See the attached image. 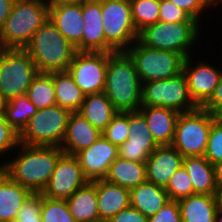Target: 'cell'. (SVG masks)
Segmentation results:
<instances>
[{
	"instance_id": "obj_12",
	"label": "cell",
	"mask_w": 222,
	"mask_h": 222,
	"mask_svg": "<svg viewBox=\"0 0 222 222\" xmlns=\"http://www.w3.org/2000/svg\"><path fill=\"white\" fill-rule=\"evenodd\" d=\"M107 66L108 52L77 51L67 72L86 96L104 91Z\"/></svg>"
},
{
	"instance_id": "obj_10",
	"label": "cell",
	"mask_w": 222,
	"mask_h": 222,
	"mask_svg": "<svg viewBox=\"0 0 222 222\" xmlns=\"http://www.w3.org/2000/svg\"><path fill=\"white\" fill-rule=\"evenodd\" d=\"M213 120V114L202 107L180 113L171 146L184 158L204 156Z\"/></svg>"
},
{
	"instance_id": "obj_13",
	"label": "cell",
	"mask_w": 222,
	"mask_h": 222,
	"mask_svg": "<svg viewBox=\"0 0 222 222\" xmlns=\"http://www.w3.org/2000/svg\"><path fill=\"white\" fill-rule=\"evenodd\" d=\"M195 55L185 58L183 63V73L188 82V91L190 97L198 107H202L213 95L218 85L219 77L222 72V66H214L209 63L208 57L204 59ZM196 60V61H194ZM199 62V63H198Z\"/></svg>"
},
{
	"instance_id": "obj_24",
	"label": "cell",
	"mask_w": 222,
	"mask_h": 222,
	"mask_svg": "<svg viewBox=\"0 0 222 222\" xmlns=\"http://www.w3.org/2000/svg\"><path fill=\"white\" fill-rule=\"evenodd\" d=\"M182 222H215L216 195L192 194L178 201Z\"/></svg>"
},
{
	"instance_id": "obj_31",
	"label": "cell",
	"mask_w": 222,
	"mask_h": 222,
	"mask_svg": "<svg viewBox=\"0 0 222 222\" xmlns=\"http://www.w3.org/2000/svg\"><path fill=\"white\" fill-rule=\"evenodd\" d=\"M37 110L28 97L23 95L6 101L3 113L9 125L20 134Z\"/></svg>"
},
{
	"instance_id": "obj_39",
	"label": "cell",
	"mask_w": 222,
	"mask_h": 222,
	"mask_svg": "<svg viewBox=\"0 0 222 222\" xmlns=\"http://www.w3.org/2000/svg\"><path fill=\"white\" fill-rule=\"evenodd\" d=\"M41 205V193H32L19 209L14 222H42Z\"/></svg>"
},
{
	"instance_id": "obj_20",
	"label": "cell",
	"mask_w": 222,
	"mask_h": 222,
	"mask_svg": "<svg viewBox=\"0 0 222 222\" xmlns=\"http://www.w3.org/2000/svg\"><path fill=\"white\" fill-rule=\"evenodd\" d=\"M101 132L96 129L80 113H71L65 136L60 148L65 154L76 155L81 150L90 147L99 137Z\"/></svg>"
},
{
	"instance_id": "obj_33",
	"label": "cell",
	"mask_w": 222,
	"mask_h": 222,
	"mask_svg": "<svg viewBox=\"0 0 222 222\" xmlns=\"http://www.w3.org/2000/svg\"><path fill=\"white\" fill-rule=\"evenodd\" d=\"M134 26L142 29L159 21L160 0H129Z\"/></svg>"
},
{
	"instance_id": "obj_22",
	"label": "cell",
	"mask_w": 222,
	"mask_h": 222,
	"mask_svg": "<svg viewBox=\"0 0 222 222\" xmlns=\"http://www.w3.org/2000/svg\"><path fill=\"white\" fill-rule=\"evenodd\" d=\"M96 190L99 220H110L121 210L131 206L129 189L103 179L96 180Z\"/></svg>"
},
{
	"instance_id": "obj_5",
	"label": "cell",
	"mask_w": 222,
	"mask_h": 222,
	"mask_svg": "<svg viewBox=\"0 0 222 222\" xmlns=\"http://www.w3.org/2000/svg\"><path fill=\"white\" fill-rule=\"evenodd\" d=\"M202 30V26L198 22L172 23L158 21L142 29L138 33V41L146 47L175 51L187 58L194 53L198 55L195 47H199L201 51L198 39L201 37L205 39L204 36H201Z\"/></svg>"
},
{
	"instance_id": "obj_11",
	"label": "cell",
	"mask_w": 222,
	"mask_h": 222,
	"mask_svg": "<svg viewBox=\"0 0 222 222\" xmlns=\"http://www.w3.org/2000/svg\"><path fill=\"white\" fill-rule=\"evenodd\" d=\"M141 106L165 107L179 113L198 108L190 97L183 72L173 78L142 83Z\"/></svg>"
},
{
	"instance_id": "obj_36",
	"label": "cell",
	"mask_w": 222,
	"mask_h": 222,
	"mask_svg": "<svg viewBox=\"0 0 222 222\" xmlns=\"http://www.w3.org/2000/svg\"><path fill=\"white\" fill-rule=\"evenodd\" d=\"M128 112H117L101 135L113 145L121 146L129 136Z\"/></svg>"
},
{
	"instance_id": "obj_50",
	"label": "cell",
	"mask_w": 222,
	"mask_h": 222,
	"mask_svg": "<svg viewBox=\"0 0 222 222\" xmlns=\"http://www.w3.org/2000/svg\"><path fill=\"white\" fill-rule=\"evenodd\" d=\"M215 222H222V208H220V207H217Z\"/></svg>"
},
{
	"instance_id": "obj_14",
	"label": "cell",
	"mask_w": 222,
	"mask_h": 222,
	"mask_svg": "<svg viewBox=\"0 0 222 222\" xmlns=\"http://www.w3.org/2000/svg\"><path fill=\"white\" fill-rule=\"evenodd\" d=\"M88 182L77 157L64 153L59 158L55 170L41 195L49 199L66 200Z\"/></svg>"
},
{
	"instance_id": "obj_21",
	"label": "cell",
	"mask_w": 222,
	"mask_h": 222,
	"mask_svg": "<svg viewBox=\"0 0 222 222\" xmlns=\"http://www.w3.org/2000/svg\"><path fill=\"white\" fill-rule=\"evenodd\" d=\"M82 51L105 52L101 0H82Z\"/></svg>"
},
{
	"instance_id": "obj_28",
	"label": "cell",
	"mask_w": 222,
	"mask_h": 222,
	"mask_svg": "<svg viewBox=\"0 0 222 222\" xmlns=\"http://www.w3.org/2000/svg\"><path fill=\"white\" fill-rule=\"evenodd\" d=\"M105 180L130 190L147 181L145 163L124 160L118 156L110 165Z\"/></svg>"
},
{
	"instance_id": "obj_30",
	"label": "cell",
	"mask_w": 222,
	"mask_h": 222,
	"mask_svg": "<svg viewBox=\"0 0 222 222\" xmlns=\"http://www.w3.org/2000/svg\"><path fill=\"white\" fill-rule=\"evenodd\" d=\"M56 104L71 113L78 112L85 95L67 72H53Z\"/></svg>"
},
{
	"instance_id": "obj_34",
	"label": "cell",
	"mask_w": 222,
	"mask_h": 222,
	"mask_svg": "<svg viewBox=\"0 0 222 222\" xmlns=\"http://www.w3.org/2000/svg\"><path fill=\"white\" fill-rule=\"evenodd\" d=\"M42 222H76L70 214L66 200L49 199L42 196Z\"/></svg>"
},
{
	"instance_id": "obj_4",
	"label": "cell",
	"mask_w": 222,
	"mask_h": 222,
	"mask_svg": "<svg viewBox=\"0 0 222 222\" xmlns=\"http://www.w3.org/2000/svg\"><path fill=\"white\" fill-rule=\"evenodd\" d=\"M48 18L49 6L44 0H14L10 15L0 29V48L25 49Z\"/></svg>"
},
{
	"instance_id": "obj_7",
	"label": "cell",
	"mask_w": 222,
	"mask_h": 222,
	"mask_svg": "<svg viewBox=\"0 0 222 222\" xmlns=\"http://www.w3.org/2000/svg\"><path fill=\"white\" fill-rule=\"evenodd\" d=\"M105 52L126 51L136 40L129 0H101Z\"/></svg>"
},
{
	"instance_id": "obj_16",
	"label": "cell",
	"mask_w": 222,
	"mask_h": 222,
	"mask_svg": "<svg viewBox=\"0 0 222 222\" xmlns=\"http://www.w3.org/2000/svg\"><path fill=\"white\" fill-rule=\"evenodd\" d=\"M89 182L106 178L110 165L119 156L118 147L102 135L88 148L75 155Z\"/></svg>"
},
{
	"instance_id": "obj_17",
	"label": "cell",
	"mask_w": 222,
	"mask_h": 222,
	"mask_svg": "<svg viewBox=\"0 0 222 222\" xmlns=\"http://www.w3.org/2000/svg\"><path fill=\"white\" fill-rule=\"evenodd\" d=\"M49 19L77 51H82V0L49 6Z\"/></svg>"
},
{
	"instance_id": "obj_32",
	"label": "cell",
	"mask_w": 222,
	"mask_h": 222,
	"mask_svg": "<svg viewBox=\"0 0 222 222\" xmlns=\"http://www.w3.org/2000/svg\"><path fill=\"white\" fill-rule=\"evenodd\" d=\"M26 96L38 110L57 105L53 84V72L38 73L27 89Z\"/></svg>"
},
{
	"instance_id": "obj_1",
	"label": "cell",
	"mask_w": 222,
	"mask_h": 222,
	"mask_svg": "<svg viewBox=\"0 0 222 222\" xmlns=\"http://www.w3.org/2000/svg\"><path fill=\"white\" fill-rule=\"evenodd\" d=\"M16 149L7 160L1 161L0 169L12 181L32 193H41L49 182L59 158L64 154L63 150L58 146H32L21 143Z\"/></svg>"
},
{
	"instance_id": "obj_46",
	"label": "cell",
	"mask_w": 222,
	"mask_h": 222,
	"mask_svg": "<svg viewBox=\"0 0 222 222\" xmlns=\"http://www.w3.org/2000/svg\"><path fill=\"white\" fill-rule=\"evenodd\" d=\"M213 166H214L215 183L218 189L222 187V161L213 164Z\"/></svg>"
},
{
	"instance_id": "obj_29",
	"label": "cell",
	"mask_w": 222,
	"mask_h": 222,
	"mask_svg": "<svg viewBox=\"0 0 222 222\" xmlns=\"http://www.w3.org/2000/svg\"><path fill=\"white\" fill-rule=\"evenodd\" d=\"M117 112L104 92L86 95L78 111L100 132L108 126Z\"/></svg>"
},
{
	"instance_id": "obj_25",
	"label": "cell",
	"mask_w": 222,
	"mask_h": 222,
	"mask_svg": "<svg viewBox=\"0 0 222 222\" xmlns=\"http://www.w3.org/2000/svg\"><path fill=\"white\" fill-rule=\"evenodd\" d=\"M66 202L76 222L99 221L96 181L77 189Z\"/></svg>"
},
{
	"instance_id": "obj_9",
	"label": "cell",
	"mask_w": 222,
	"mask_h": 222,
	"mask_svg": "<svg viewBox=\"0 0 222 222\" xmlns=\"http://www.w3.org/2000/svg\"><path fill=\"white\" fill-rule=\"evenodd\" d=\"M38 73L35 63L24 49L0 48V95L5 101L26 95Z\"/></svg>"
},
{
	"instance_id": "obj_23",
	"label": "cell",
	"mask_w": 222,
	"mask_h": 222,
	"mask_svg": "<svg viewBox=\"0 0 222 222\" xmlns=\"http://www.w3.org/2000/svg\"><path fill=\"white\" fill-rule=\"evenodd\" d=\"M32 192L12 181L0 169V222H14L19 209Z\"/></svg>"
},
{
	"instance_id": "obj_51",
	"label": "cell",
	"mask_w": 222,
	"mask_h": 222,
	"mask_svg": "<svg viewBox=\"0 0 222 222\" xmlns=\"http://www.w3.org/2000/svg\"><path fill=\"white\" fill-rule=\"evenodd\" d=\"M5 100L2 98V96L0 95V113L4 112V104H5Z\"/></svg>"
},
{
	"instance_id": "obj_26",
	"label": "cell",
	"mask_w": 222,
	"mask_h": 222,
	"mask_svg": "<svg viewBox=\"0 0 222 222\" xmlns=\"http://www.w3.org/2000/svg\"><path fill=\"white\" fill-rule=\"evenodd\" d=\"M129 191L131 207L137 209L146 217L155 215L169 200L165 188L148 181Z\"/></svg>"
},
{
	"instance_id": "obj_53",
	"label": "cell",
	"mask_w": 222,
	"mask_h": 222,
	"mask_svg": "<svg viewBox=\"0 0 222 222\" xmlns=\"http://www.w3.org/2000/svg\"><path fill=\"white\" fill-rule=\"evenodd\" d=\"M97 222H110L109 220H99Z\"/></svg>"
},
{
	"instance_id": "obj_27",
	"label": "cell",
	"mask_w": 222,
	"mask_h": 222,
	"mask_svg": "<svg viewBox=\"0 0 222 222\" xmlns=\"http://www.w3.org/2000/svg\"><path fill=\"white\" fill-rule=\"evenodd\" d=\"M183 166L191 178L194 194H217L214 166L205 156L185 157Z\"/></svg>"
},
{
	"instance_id": "obj_15",
	"label": "cell",
	"mask_w": 222,
	"mask_h": 222,
	"mask_svg": "<svg viewBox=\"0 0 222 222\" xmlns=\"http://www.w3.org/2000/svg\"><path fill=\"white\" fill-rule=\"evenodd\" d=\"M128 129L130 133L127 140L118 147L119 157L124 160L146 163L151 153L159 145L139 111L128 112Z\"/></svg>"
},
{
	"instance_id": "obj_44",
	"label": "cell",
	"mask_w": 222,
	"mask_h": 222,
	"mask_svg": "<svg viewBox=\"0 0 222 222\" xmlns=\"http://www.w3.org/2000/svg\"><path fill=\"white\" fill-rule=\"evenodd\" d=\"M203 109L214 113L217 109L222 108V72L219 82L211 98L202 106Z\"/></svg>"
},
{
	"instance_id": "obj_43",
	"label": "cell",
	"mask_w": 222,
	"mask_h": 222,
	"mask_svg": "<svg viewBox=\"0 0 222 222\" xmlns=\"http://www.w3.org/2000/svg\"><path fill=\"white\" fill-rule=\"evenodd\" d=\"M110 222H147L148 217L144 216L141 212L133 207H128L121 210L118 214L113 216Z\"/></svg>"
},
{
	"instance_id": "obj_41",
	"label": "cell",
	"mask_w": 222,
	"mask_h": 222,
	"mask_svg": "<svg viewBox=\"0 0 222 222\" xmlns=\"http://www.w3.org/2000/svg\"><path fill=\"white\" fill-rule=\"evenodd\" d=\"M159 21L162 22H197L186 11L169 0H160Z\"/></svg>"
},
{
	"instance_id": "obj_38",
	"label": "cell",
	"mask_w": 222,
	"mask_h": 222,
	"mask_svg": "<svg viewBox=\"0 0 222 222\" xmlns=\"http://www.w3.org/2000/svg\"><path fill=\"white\" fill-rule=\"evenodd\" d=\"M18 144L19 134L6 121L4 113H0V159L6 160Z\"/></svg>"
},
{
	"instance_id": "obj_52",
	"label": "cell",
	"mask_w": 222,
	"mask_h": 222,
	"mask_svg": "<svg viewBox=\"0 0 222 222\" xmlns=\"http://www.w3.org/2000/svg\"><path fill=\"white\" fill-rule=\"evenodd\" d=\"M220 4L222 6V0H217V9H218V6H220Z\"/></svg>"
},
{
	"instance_id": "obj_42",
	"label": "cell",
	"mask_w": 222,
	"mask_h": 222,
	"mask_svg": "<svg viewBox=\"0 0 222 222\" xmlns=\"http://www.w3.org/2000/svg\"><path fill=\"white\" fill-rule=\"evenodd\" d=\"M147 222H182L178 201L168 200Z\"/></svg>"
},
{
	"instance_id": "obj_47",
	"label": "cell",
	"mask_w": 222,
	"mask_h": 222,
	"mask_svg": "<svg viewBox=\"0 0 222 222\" xmlns=\"http://www.w3.org/2000/svg\"><path fill=\"white\" fill-rule=\"evenodd\" d=\"M48 6H52L58 3L77 2L80 0H44Z\"/></svg>"
},
{
	"instance_id": "obj_45",
	"label": "cell",
	"mask_w": 222,
	"mask_h": 222,
	"mask_svg": "<svg viewBox=\"0 0 222 222\" xmlns=\"http://www.w3.org/2000/svg\"><path fill=\"white\" fill-rule=\"evenodd\" d=\"M14 0H0V29L10 15Z\"/></svg>"
},
{
	"instance_id": "obj_8",
	"label": "cell",
	"mask_w": 222,
	"mask_h": 222,
	"mask_svg": "<svg viewBox=\"0 0 222 222\" xmlns=\"http://www.w3.org/2000/svg\"><path fill=\"white\" fill-rule=\"evenodd\" d=\"M71 115L58 105L39 109L19 134V143L32 146L60 147Z\"/></svg>"
},
{
	"instance_id": "obj_40",
	"label": "cell",
	"mask_w": 222,
	"mask_h": 222,
	"mask_svg": "<svg viewBox=\"0 0 222 222\" xmlns=\"http://www.w3.org/2000/svg\"><path fill=\"white\" fill-rule=\"evenodd\" d=\"M204 156L211 164L222 161V126L215 120L210 128Z\"/></svg>"
},
{
	"instance_id": "obj_35",
	"label": "cell",
	"mask_w": 222,
	"mask_h": 222,
	"mask_svg": "<svg viewBox=\"0 0 222 222\" xmlns=\"http://www.w3.org/2000/svg\"><path fill=\"white\" fill-rule=\"evenodd\" d=\"M165 190L169 200L175 201H179L194 194L191 178L183 165L172 175Z\"/></svg>"
},
{
	"instance_id": "obj_19",
	"label": "cell",
	"mask_w": 222,
	"mask_h": 222,
	"mask_svg": "<svg viewBox=\"0 0 222 222\" xmlns=\"http://www.w3.org/2000/svg\"><path fill=\"white\" fill-rule=\"evenodd\" d=\"M147 126L159 146H171L174 140L179 112L165 107L140 106Z\"/></svg>"
},
{
	"instance_id": "obj_48",
	"label": "cell",
	"mask_w": 222,
	"mask_h": 222,
	"mask_svg": "<svg viewBox=\"0 0 222 222\" xmlns=\"http://www.w3.org/2000/svg\"><path fill=\"white\" fill-rule=\"evenodd\" d=\"M213 117L214 120L222 126V108L217 109L214 113H213Z\"/></svg>"
},
{
	"instance_id": "obj_37",
	"label": "cell",
	"mask_w": 222,
	"mask_h": 222,
	"mask_svg": "<svg viewBox=\"0 0 222 222\" xmlns=\"http://www.w3.org/2000/svg\"><path fill=\"white\" fill-rule=\"evenodd\" d=\"M176 6L186 11L193 19H195L202 27L201 23L206 21L203 20L204 15L208 18L206 13L210 10L216 9L217 0H169ZM208 11V12H207ZM203 14V15H202ZM203 20V21H202Z\"/></svg>"
},
{
	"instance_id": "obj_3",
	"label": "cell",
	"mask_w": 222,
	"mask_h": 222,
	"mask_svg": "<svg viewBox=\"0 0 222 222\" xmlns=\"http://www.w3.org/2000/svg\"><path fill=\"white\" fill-rule=\"evenodd\" d=\"M32 58L39 73L67 71L75 53L74 47L50 21L34 33L24 49Z\"/></svg>"
},
{
	"instance_id": "obj_6",
	"label": "cell",
	"mask_w": 222,
	"mask_h": 222,
	"mask_svg": "<svg viewBox=\"0 0 222 222\" xmlns=\"http://www.w3.org/2000/svg\"><path fill=\"white\" fill-rule=\"evenodd\" d=\"M142 83L173 78L183 72L185 58L178 52L157 50L136 40L126 51Z\"/></svg>"
},
{
	"instance_id": "obj_49",
	"label": "cell",
	"mask_w": 222,
	"mask_h": 222,
	"mask_svg": "<svg viewBox=\"0 0 222 222\" xmlns=\"http://www.w3.org/2000/svg\"><path fill=\"white\" fill-rule=\"evenodd\" d=\"M217 201H218V207L222 208V187L217 189Z\"/></svg>"
},
{
	"instance_id": "obj_18",
	"label": "cell",
	"mask_w": 222,
	"mask_h": 222,
	"mask_svg": "<svg viewBox=\"0 0 222 222\" xmlns=\"http://www.w3.org/2000/svg\"><path fill=\"white\" fill-rule=\"evenodd\" d=\"M183 159L172 146H159L145 163L147 181L166 188L172 175L183 165Z\"/></svg>"
},
{
	"instance_id": "obj_2",
	"label": "cell",
	"mask_w": 222,
	"mask_h": 222,
	"mask_svg": "<svg viewBox=\"0 0 222 222\" xmlns=\"http://www.w3.org/2000/svg\"><path fill=\"white\" fill-rule=\"evenodd\" d=\"M118 112L138 111L142 82L125 51L109 52L103 91Z\"/></svg>"
}]
</instances>
